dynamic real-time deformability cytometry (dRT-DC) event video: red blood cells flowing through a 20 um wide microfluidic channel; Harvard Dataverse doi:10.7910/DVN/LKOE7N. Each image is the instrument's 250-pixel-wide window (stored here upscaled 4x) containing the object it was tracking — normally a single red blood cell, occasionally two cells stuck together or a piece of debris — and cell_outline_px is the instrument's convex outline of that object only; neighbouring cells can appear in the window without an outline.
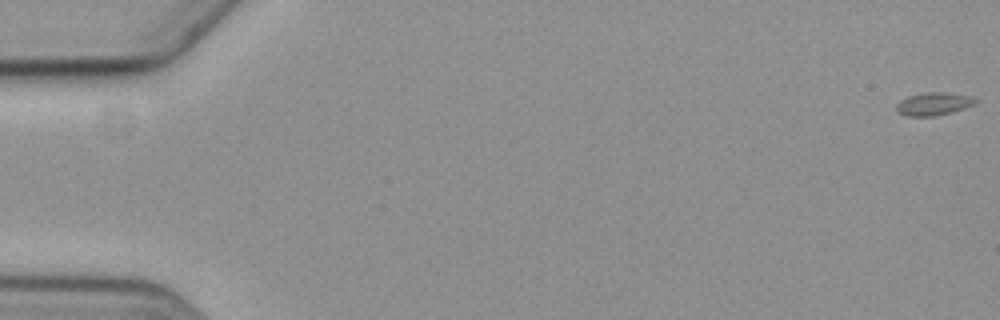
{"species": "common noctule bat (a hibernating species)", "species_latin": "Nyctalus noctula", "temperature_condition": "cold", "stored_images_in_passage": 6, "camera_frame_rate_fps": 3000, "um_per_image_px": 0.085, "animal": {"sex": "female", "body_mass_g": 19.3, "forearm_length_mm": 54.1}, "frame": {"image": 1, "passage_image": 1, "time_ms": 0.0, "image_size_px": [1000, 320], "cell_outline_px": [[980, 100], [976, 104], [952, 112], [936, 116], [908, 116], [900, 112], [896, 108], [896, 104], [900, 100], [908, 96], [924, 92], [944, 92], [972, 96]], "centroid_in_image_um": [79.41, 8.82], "position_along_channel_um": 5.6, "area_um2": 10.64}}